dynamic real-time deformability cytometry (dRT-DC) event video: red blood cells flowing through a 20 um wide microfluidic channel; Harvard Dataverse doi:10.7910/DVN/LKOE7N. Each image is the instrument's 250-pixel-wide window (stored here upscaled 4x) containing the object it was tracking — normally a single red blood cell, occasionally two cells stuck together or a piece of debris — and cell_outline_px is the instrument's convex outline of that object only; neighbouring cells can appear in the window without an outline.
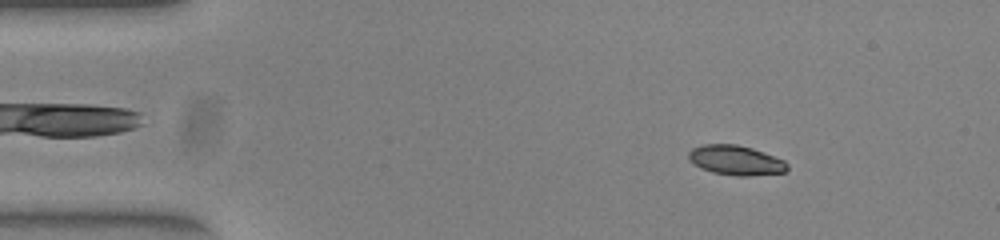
{"species": "common noctule bat (a hibernating species)", "species_latin": "Nyctalus noctula", "temperature_condition": "warm", "stored_images_in_passage": 52, "camera_frame_rate_fps": 3000, "um_per_image_px": 0.085, "animal": {"sex": "female", "body_mass_g": 23.0, "forearm_length_mm": 53.4}, "frame": {"image": 1, "passage_image": 7, "time_ms": 2.0, "image_size_px": [1000, 240], "cell_outline_px": [[788, 168], [784, 172], [748, 176], [736, 176], [712, 172], [692, 164], [688, 160], [688, 152], [692, 148], [704, 144], [736, 144], [752, 148], [764, 152], [784, 160], [788, 164]], "centroid_in_image_um": [62.52, 13.62], "position_along_channel_um": 22.5, "area_um2": 17.17}}
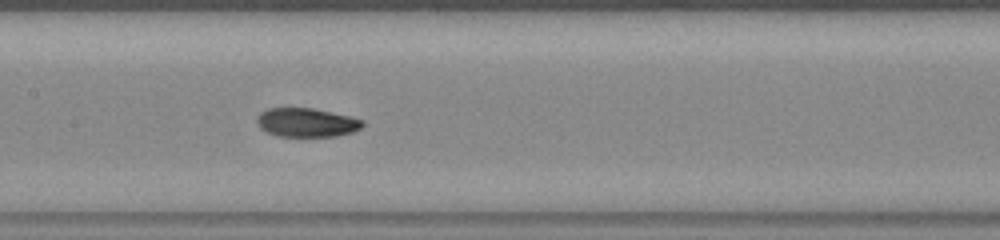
{"frame": {"image": 2, "passage_image": 25, "time_ms": 8.0, "image_size_px": [1000, 240], "cell_outline_px": [[364, 124], [360, 128], [352, 132], [336, 136], [280, 136], [268, 132], [260, 128], [256, 120], [256, 116], [260, 112], [268, 108], [312, 108], [348, 116], [364, 120]], "centroid_in_image_um": [26.04, 10.41], "position_along_channel_um": 181.4, "area_um2": 17.63}}
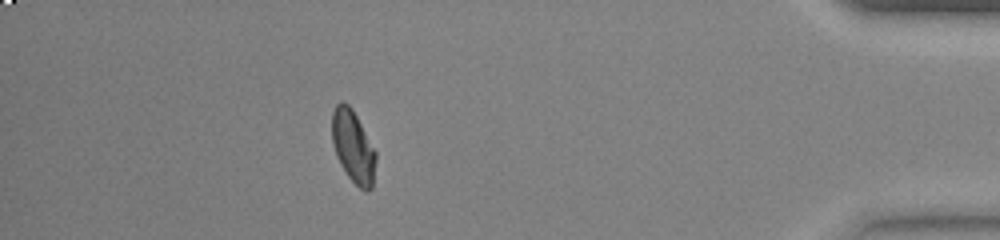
{"frame": {"image": 3, "passage_image": 46, "time_ms": 15.0, "image_size_px": [1000, 240], "cell_outline_px": [[376, 160], [372, 188], [368, 192], [364, 192], [348, 176], [340, 164], [336, 156], [332, 144], [332, 112], [336, 104], [340, 100], [344, 100], [352, 108], [376, 152]], "centroid_in_image_um": [30.0, 12.45], "position_along_channel_um": 405.2, "area_um2": 18.61}, "authors_computed_cell_mechanics": {"area_um2": 18.0914, "velocity_mm_per_s": 3.9434, "shape_relaxation_time_tau1_ms": 4.4367, "shape_relaxation_time_tau2_ms": 2.2704, "deformation_change_tau1": 0.182, "deformation_change_tau2": 0.0513}}